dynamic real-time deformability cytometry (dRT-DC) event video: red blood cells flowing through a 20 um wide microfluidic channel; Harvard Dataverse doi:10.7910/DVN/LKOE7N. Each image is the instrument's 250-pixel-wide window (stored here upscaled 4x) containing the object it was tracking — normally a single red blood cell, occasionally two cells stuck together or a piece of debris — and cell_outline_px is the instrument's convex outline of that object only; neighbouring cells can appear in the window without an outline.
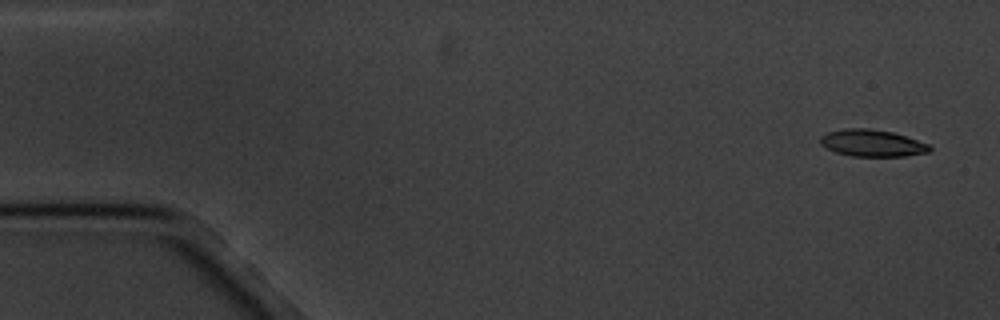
{"species": "common noctule bat (a hibernating species)", "species_latin": "Nyctalus noctula", "temperature_condition": "cold", "stored_images_in_passage": 5, "camera_frame_rate_fps": 3000, "um_per_image_px": 0.085, "animal": {"sex": "male", "body_mass_g": 20.1, "forearm_length_mm": 53.5}, "frame": {"image": 1, "passage_image": 1, "time_ms": 0.0, "image_size_px": [1000, 320], "cell_outline_px": [[932, 148], [928, 152], [904, 156], [852, 156], [836, 152], [820, 144], [820, 136], [828, 132], [844, 128], [868, 128], [892, 132], [928, 144]], "centroid_in_image_um": [74.1, 12.16], "position_along_channel_um": 10.9, "area_um2": 16.94}}
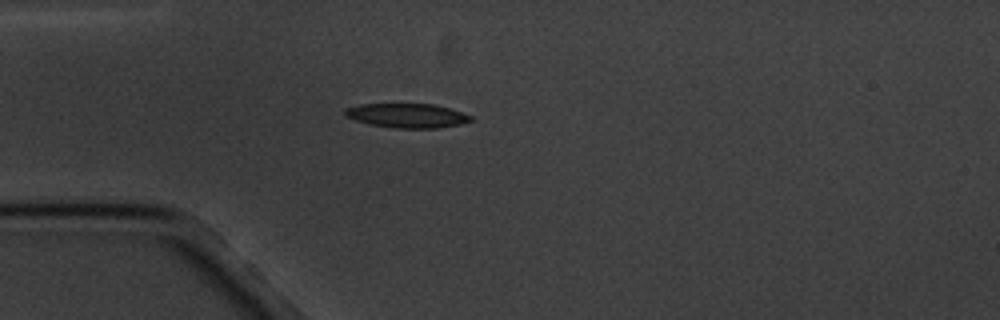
{"frame": {"image": 2, "passage_image": 4, "time_ms": 4.333, "image_size_px": [1000, 320], "cell_outline_px": [[472, 120], [460, 124], [436, 128], [392, 128], [372, 124], [356, 120], [344, 116], [344, 108], [360, 104], [432, 104], [448, 108], [472, 116]], "centroid_in_image_um": [34.56, 9.82], "position_along_channel_um": 50.4, "area_um2": 17.63}}